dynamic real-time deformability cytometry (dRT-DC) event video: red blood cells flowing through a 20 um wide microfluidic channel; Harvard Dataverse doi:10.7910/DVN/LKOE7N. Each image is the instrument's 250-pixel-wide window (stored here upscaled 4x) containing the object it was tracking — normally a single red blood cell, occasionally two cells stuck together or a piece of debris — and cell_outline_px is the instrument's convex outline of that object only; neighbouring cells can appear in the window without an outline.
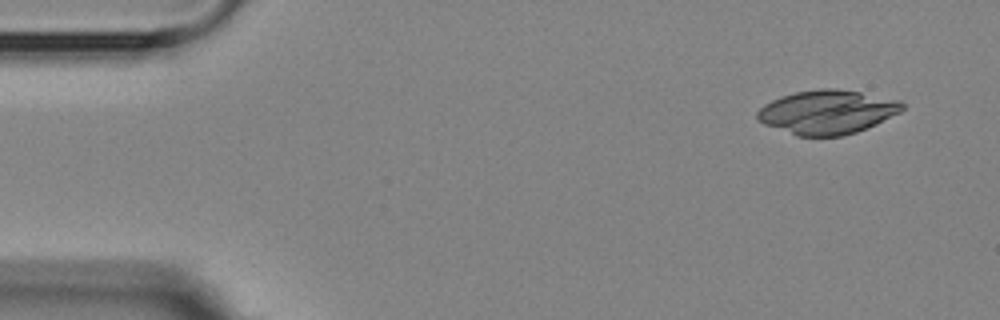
{"species": "Egyptian fruit bat (a non-hibernating species)", "species_latin": "Rousettus aegyptiacus", "temperature_condition": "room temperature", "stored_images_in_passage": 6, "camera_frame_rate_fps": 3000, "um_per_image_px": 0.085, "animal": {"sex": "female"}, "frame": {"image": 1, "passage_image": 1, "time_ms": 0.0, "image_size_px": [1000, 320], "cell_outline_px": [[904, 108], [900, 112], [876, 124], [856, 132], [840, 136], [796, 136], [764, 124], [756, 116], [756, 112], [764, 104], [780, 96], [796, 92], [820, 88], [836, 88], [860, 92], [900, 100], [904, 104]], "centroid_in_image_um": [70.31, 9.52], "position_along_channel_um": 14.7, "area_um2": 37.11}}
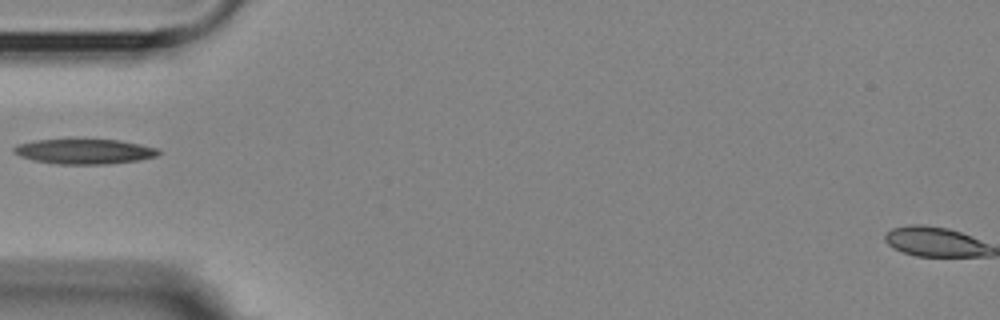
{"frame": {"image": 2, "passage_image": 5, "time_ms": 4.667, "image_size_px": [1000, 320], "cell_outline_px": [[160, 152], [156, 156], [140, 160], [108, 164], [56, 164], [36, 160], [20, 156], [12, 152], [12, 148], [16, 144], [36, 140], [76, 136], [120, 140], [160, 148]], "centroid_in_image_um": [7.16, 12.82], "position_along_channel_um": 77.8, "area_um2": 22.25}}
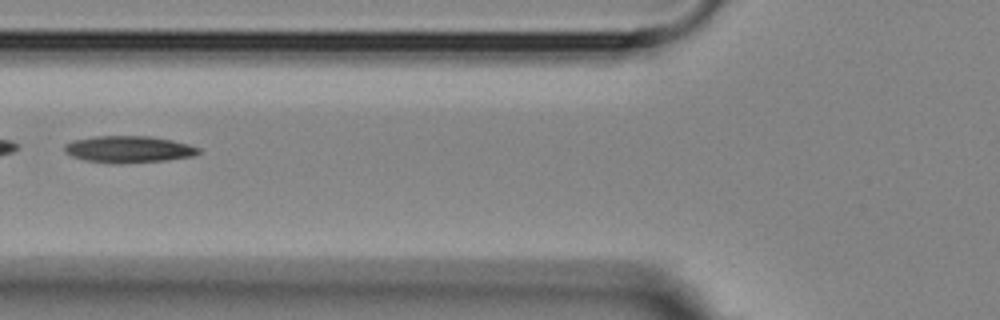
{"frame": {"image": 3, "passage_image": 6, "time_ms": 5.667, "image_size_px": [1000, 320], "cell_outline_px": [[200, 152], [192, 156], [168, 160], [124, 164], [108, 164], [84, 160], [72, 156], [64, 152], [64, 144], [72, 140], [96, 136], [152, 136], [172, 140], [188, 144], [200, 148]], "centroid_in_image_um": [10.9, 12.7], "position_along_channel_um": 114.9, "area_um2": 21.27}}